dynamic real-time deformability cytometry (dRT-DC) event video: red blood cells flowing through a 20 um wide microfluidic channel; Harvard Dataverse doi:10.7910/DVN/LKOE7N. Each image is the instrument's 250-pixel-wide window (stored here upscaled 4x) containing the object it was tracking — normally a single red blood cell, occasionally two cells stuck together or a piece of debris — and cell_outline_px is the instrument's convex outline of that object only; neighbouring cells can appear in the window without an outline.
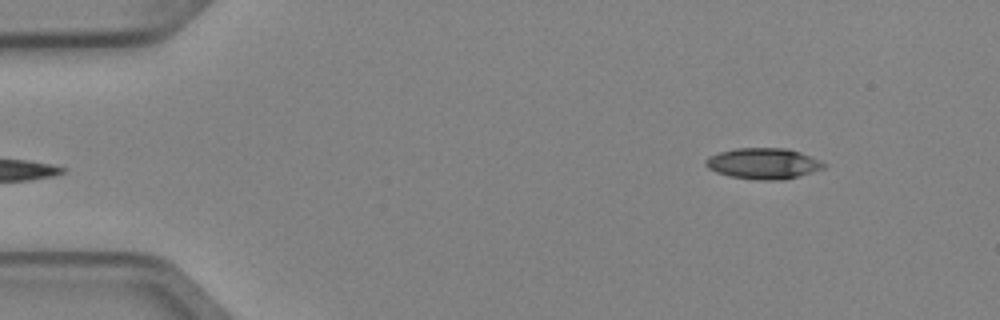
{"species": "Egyptian fruit bat (a non-hibernating species)", "species_latin": "Rousettus aegyptiacus", "temperature_condition": "cold", "stored_images_in_passage": 5, "segment_of_instrument_passage": [2, 2], "camera_frame_rate_fps": 3000, "um_per_image_px": 0.085, "animal": {"sex": "female"}, "frame": {"image": 1, "passage_image": 5, "time_ms": 1.333, "image_size_px": [1000, 320], "cell_outline_px": [[828, 164], [824, 168], [800, 176], [784, 180], [756, 180], [728, 176], [716, 172], [708, 168], [704, 164], [704, 160], [708, 156], [720, 152], [736, 148], [788, 148], [800, 152], [820, 160]], "centroid_in_image_um": [64.88, 13.9], "position_along_channel_um": 20.1, "area_um2": 21.56}}